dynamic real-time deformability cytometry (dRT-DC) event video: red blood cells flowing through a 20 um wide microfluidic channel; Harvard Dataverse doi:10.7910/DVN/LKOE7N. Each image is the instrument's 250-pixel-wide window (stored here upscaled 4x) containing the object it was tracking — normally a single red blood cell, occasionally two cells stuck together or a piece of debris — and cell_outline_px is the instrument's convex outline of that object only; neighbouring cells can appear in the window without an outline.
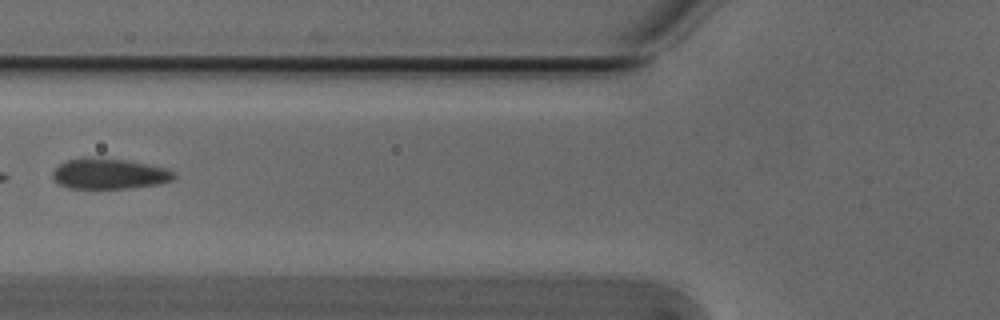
{"species": "Egyptian fruit bat (a non-hibernating species)", "species_latin": "Rousettus aegyptiacus", "temperature_condition": "cold", "stored_images_in_passage": 6, "camera_frame_rate_fps": 3000, "um_per_image_px": 0.085, "animal": {"sex": "male"}, "frame": {"image": 1, "passage_image": 6, "time_ms": 1.667, "image_size_px": [1000, 320], "cell_outline_px": [[176, 176], [172, 180], [160, 184], [132, 188], [68, 188], [56, 184], [52, 180], [52, 172], [60, 164], [68, 160], [124, 160], [164, 168], [176, 172]], "centroid_in_image_um": [9.29, 14.83], "position_along_channel_um": 116.5, "area_um2": 20.92}}